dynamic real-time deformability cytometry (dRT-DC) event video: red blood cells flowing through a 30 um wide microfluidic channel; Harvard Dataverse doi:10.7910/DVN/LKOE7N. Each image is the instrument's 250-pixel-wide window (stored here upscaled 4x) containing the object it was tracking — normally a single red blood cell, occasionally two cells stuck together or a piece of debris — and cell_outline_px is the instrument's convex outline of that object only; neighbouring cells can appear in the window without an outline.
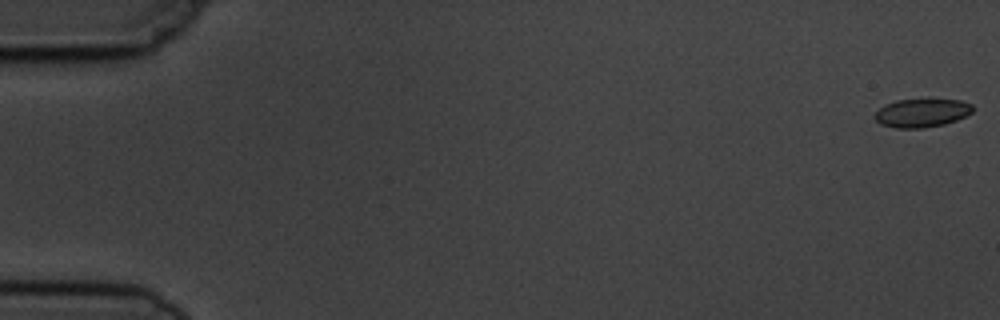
{"species": "common noctule bat (a hibernating species)", "species_latin": "Nyctalus noctula", "temperature_condition": "cold", "stored_images_in_passage": 6, "camera_frame_rate_fps": 3000, "um_per_image_px": 0.085, "animal": {"sex": "male", "body_mass_g": 19.5, "forearm_length_mm": 54.6}, "frame": {"image": 1, "passage_image": 1, "time_ms": 0.0, "image_size_px": [1000, 320], "cell_outline_px": [[972, 112], [956, 120], [944, 124], [920, 128], [896, 128], [880, 124], [872, 116], [884, 104], [896, 100], [960, 100], [972, 104]], "centroid_in_image_um": [78.31, 9.6], "position_along_channel_um": 6.7, "area_um2": 16.07}}
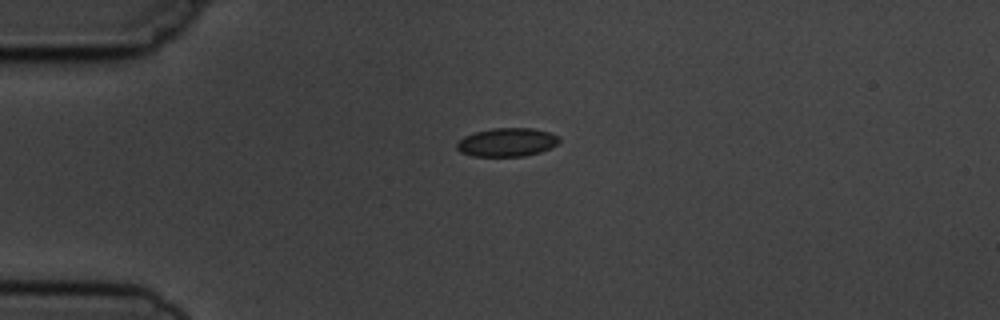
{"frame": {"image": 2, "passage_image": 5, "time_ms": 4.333, "image_size_px": [1000, 320], "cell_outline_px": [[560, 140], [552, 148], [540, 152], [524, 156], [472, 156], [460, 152], [456, 148], [456, 144], [464, 136], [476, 132], [492, 128], [532, 128], [548, 132], [560, 136]], "centroid_in_image_um": [43.1, 12.09], "position_along_channel_um": 41.9, "area_um2": 17.05}}